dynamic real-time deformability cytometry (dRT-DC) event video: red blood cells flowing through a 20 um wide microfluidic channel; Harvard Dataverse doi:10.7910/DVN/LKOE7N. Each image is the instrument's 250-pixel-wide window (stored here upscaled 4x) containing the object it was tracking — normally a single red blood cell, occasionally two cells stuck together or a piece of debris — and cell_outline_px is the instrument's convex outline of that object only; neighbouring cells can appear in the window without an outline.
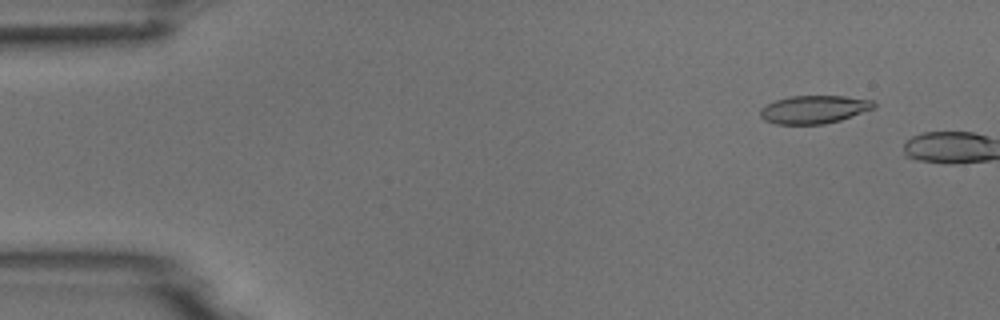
{"species": "common noctule bat (a hibernating species)", "species_latin": "Nyctalus noctula", "temperature_condition": "room temperature", "stored_images_in_passage": 7, "camera_frame_rate_fps": 3000, "um_per_image_px": 0.085, "animal": {"sex": "male", "body_mass_g": 18.8}, "frame": {"image": 1, "passage_image": 5, "time_ms": 1.333, "image_size_px": [1000, 320], "cell_outline_px": [[876, 108], [840, 120], [824, 124], [776, 124], [764, 120], [760, 116], [760, 108], [776, 100], [788, 96], [844, 96], [872, 100], [876, 104]], "centroid_in_image_um": [69.2, 9.3], "position_along_channel_um": 15.8, "area_um2": 18.61}}